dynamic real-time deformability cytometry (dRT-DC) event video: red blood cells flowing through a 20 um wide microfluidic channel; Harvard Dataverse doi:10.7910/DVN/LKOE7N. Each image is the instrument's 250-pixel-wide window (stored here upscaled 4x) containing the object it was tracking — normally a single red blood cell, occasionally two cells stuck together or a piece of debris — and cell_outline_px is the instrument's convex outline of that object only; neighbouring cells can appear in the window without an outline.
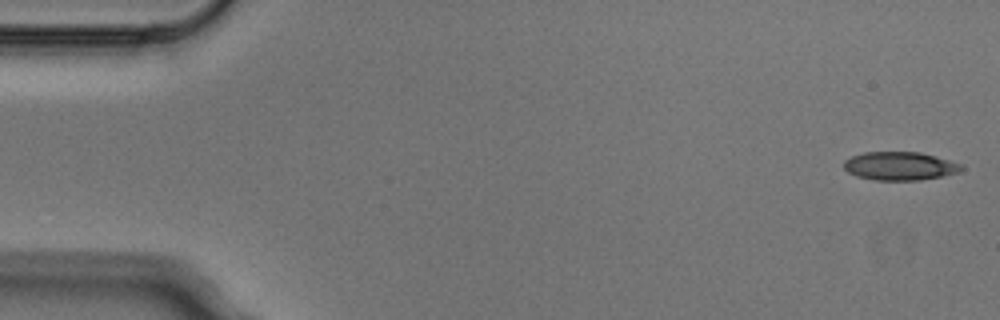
{"species": "Egyptian fruit bat (a non-hibernating species)", "species_latin": "Rousettus aegyptiacus", "temperature_condition": "cold", "stored_images_in_passage": 4, "camera_frame_rate_fps": 3000, "um_per_image_px": 0.085, "animal": {"sex": "male"}, "frame": {"image": 1, "passage_image": 1, "time_ms": 0.0, "image_size_px": [1000, 320], "cell_outline_px": [[964, 168], [960, 172], [920, 180], [876, 180], [856, 176], [848, 172], [844, 168], [844, 160], [852, 156], [864, 152], [920, 152], [936, 156], [960, 164]], "centroid_in_image_um": [76.47, 14.11], "position_along_channel_um": 8.5, "area_um2": 19.36}}